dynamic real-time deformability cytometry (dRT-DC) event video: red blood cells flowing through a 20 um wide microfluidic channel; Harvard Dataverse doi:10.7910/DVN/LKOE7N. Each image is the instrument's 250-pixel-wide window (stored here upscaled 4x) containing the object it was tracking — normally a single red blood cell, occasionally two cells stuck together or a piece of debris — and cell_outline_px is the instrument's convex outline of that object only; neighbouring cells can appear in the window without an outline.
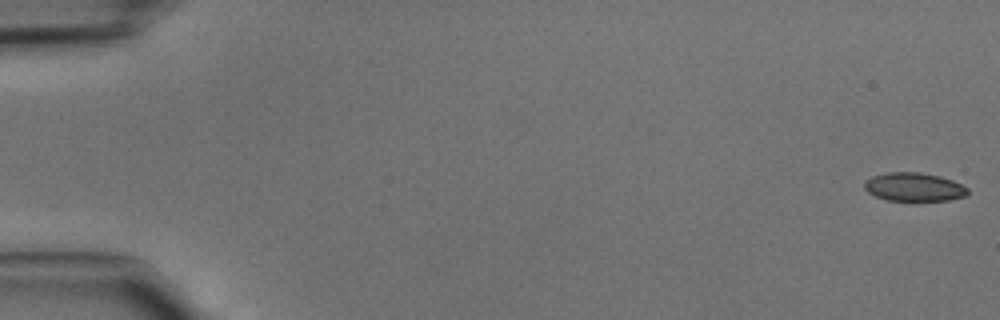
{"species": "common noctule bat (a hibernating species)", "species_latin": "Nyctalus noctula", "temperature_condition": "cold", "stored_images_in_passage": 46, "camera_frame_rate_fps": 3000, "um_per_image_px": 0.085, "animal": {"sex": "male", "body_mass_g": 15.6}, "frame": {"image": 1, "passage_image": 1, "time_ms": 0.0, "image_size_px": [1000, 320], "cell_outline_px": [[968, 192], [964, 196], [948, 200], [888, 200], [876, 196], [868, 192], [864, 188], [864, 184], [872, 176], [888, 172], [920, 172], [940, 176], [952, 180], [968, 188]], "centroid_in_image_um": [77.69, 15.88], "position_along_channel_um": 7.3, "area_um2": 16.94}}
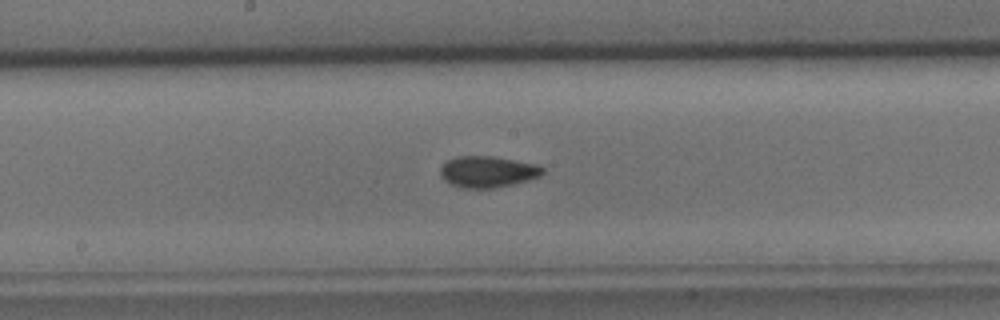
{"frame": {"image": 2, "passage_image": 25, "time_ms": 8.0, "image_size_px": [1000, 320], "cell_outline_px": [[544, 172], [540, 176], [512, 184], [492, 188], [464, 188], [448, 184], [440, 176], [440, 168], [448, 160], [456, 156], [492, 156], [536, 164], [544, 168]], "centroid_in_image_um": [41.41, 14.6], "position_along_channel_um": 206.8, "area_um2": 18.61}}
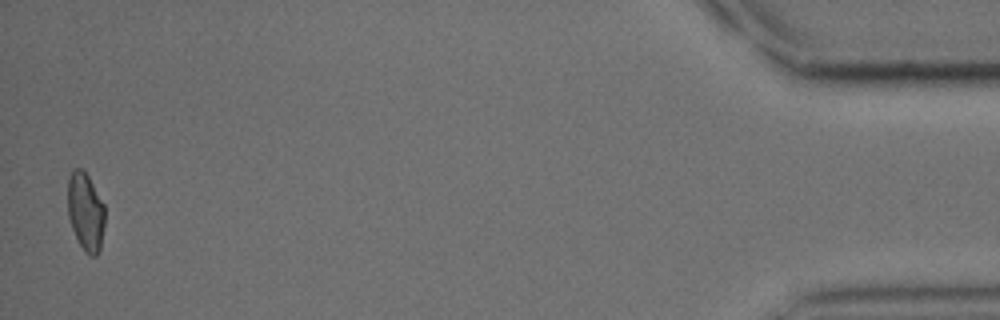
{"frame": {"image": 3, "passage_image": 46, "time_ms": 15.0, "image_size_px": [1000, 320], "cell_outline_px": [[104, 224], [100, 252], [96, 256], [92, 256], [84, 252], [72, 228], [68, 216], [68, 176], [72, 168], [80, 168], [88, 176], [104, 204]], "centroid_in_image_um": [7.27, 18.0], "position_along_channel_um": 427.9, "area_um2": 16.94}}